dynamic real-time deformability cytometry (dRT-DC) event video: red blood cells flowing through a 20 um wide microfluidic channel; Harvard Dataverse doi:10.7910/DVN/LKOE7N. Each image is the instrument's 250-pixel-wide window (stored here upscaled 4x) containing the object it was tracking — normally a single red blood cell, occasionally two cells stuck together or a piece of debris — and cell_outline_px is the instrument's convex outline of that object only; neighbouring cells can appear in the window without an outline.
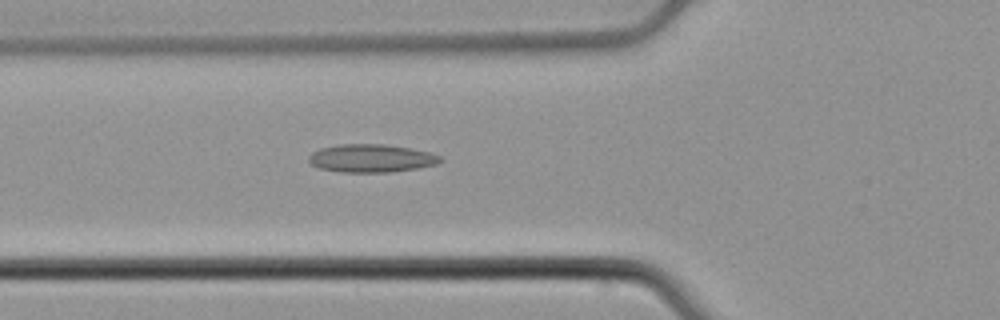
{"species": "common noctule bat (a hibernating species)", "species_latin": "Nyctalus noctula", "temperature_condition": "cold", "stored_images_in_passage": 43, "camera_frame_rate_fps": 3000, "um_per_image_px": 0.085, "animal": {"sex": "male", "body_mass_g": 21.5, "forearm_length_mm": 52.0}, "frame": {"image": 1, "passage_image": 9, "time_ms": 2.667, "image_size_px": [1000, 320], "cell_outline_px": [[444, 160], [436, 164], [420, 168], [392, 172], [340, 172], [320, 168], [312, 164], [308, 160], [308, 156], [312, 152], [320, 148], [340, 144], [384, 144], [408, 148], [428, 152], [440, 156]], "centroid_in_image_um": [31.56, 13.46], "position_along_channel_um": 94.2, "area_um2": 21.5}}
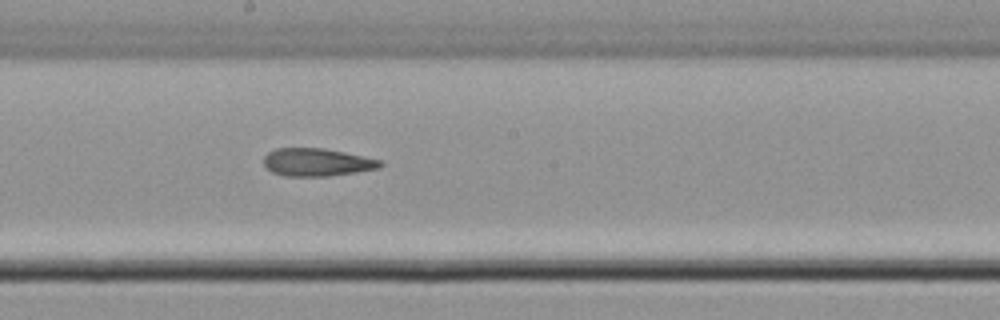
{"frame": {"image": 2, "passage_image": 19, "time_ms": 6.0, "image_size_px": [1000, 320], "cell_outline_px": [[384, 164], [380, 168], [356, 172], [328, 176], [284, 176], [272, 172], [264, 164], [264, 156], [268, 152], [276, 148], [324, 148], [364, 156], [380, 160]], "centroid_in_image_um": [26.94, 13.79], "position_along_channel_um": 221.3, "area_um2": 18.9}}
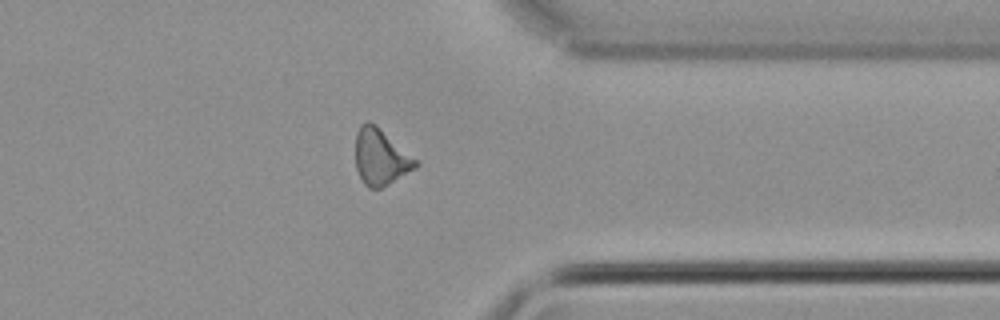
{"frame": {"image": 3, "passage_image": 32, "time_ms": 10.333, "image_size_px": [1000, 320], "cell_outline_px": [[420, 164], [416, 168], [388, 184], [380, 188], [368, 188], [364, 184], [356, 168], [356, 132], [360, 124], [368, 120], [376, 124], [416, 160]], "centroid_in_image_um": [32.33, 13.33], "position_along_channel_um": 379.1, "area_um2": 19.48}, "authors_computed_cell_mechanics": {"area_um2": 19.2474, "velocity_mm_per_s": 3.8081, "shape_relaxation_time_tau1_ms": null, "shape_relaxation_time_tau2_ms": 6.1766, "deformation_change_tau1": null, "deformation_change_tau2": 0.1734}}